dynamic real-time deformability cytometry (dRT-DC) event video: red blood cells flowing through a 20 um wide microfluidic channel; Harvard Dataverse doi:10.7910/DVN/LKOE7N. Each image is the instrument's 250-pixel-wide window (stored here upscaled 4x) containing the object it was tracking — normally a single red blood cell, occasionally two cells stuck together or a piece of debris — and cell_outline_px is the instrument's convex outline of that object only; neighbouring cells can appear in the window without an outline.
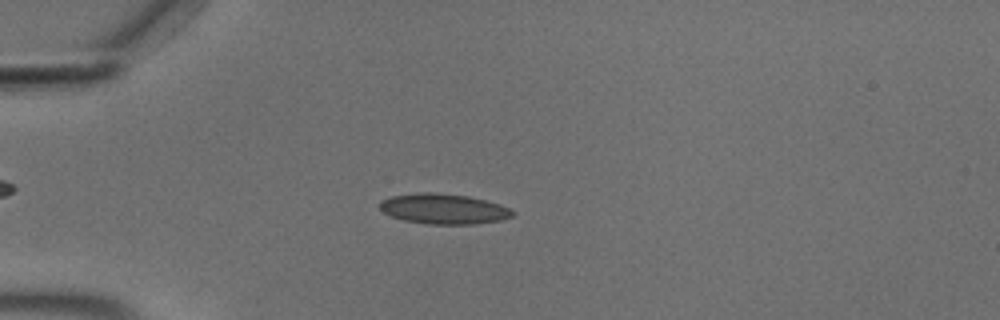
{"species": "common noctule bat (a hibernating species)", "species_latin": "Nyctalus noctula", "temperature_condition": "cold", "stored_images_in_passage": 55, "camera_frame_rate_fps": 3000, "um_per_image_px": 0.085, "animal": {"sex": "male", "body_mass_g": 18.8}, "frame": {"image": 1, "passage_image": 15, "time_ms": 4.667, "image_size_px": [1000, 320], "cell_outline_px": [[516, 212], [512, 216], [500, 220], [476, 224], [428, 224], [404, 220], [392, 216], [384, 212], [380, 208], [380, 200], [392, 196], [420, 192], [436, 192], [468, 196], [500, 204]], "centroid_in_image_um": [37.71, 17.75], "position_along_channel_um": 47.3, "area_um2": 23.35}}
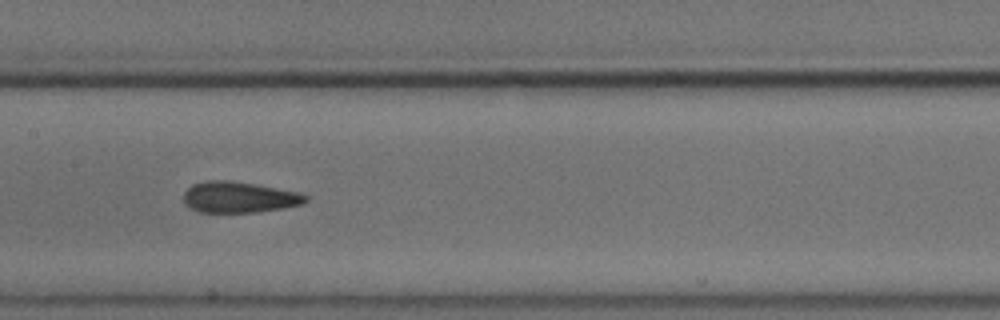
{"frame": {"image": 2, "passage_image": 28, "time_ms": 9.0, "image_size_px": [1000, 320], "cell_outline_px": [[308, 200], [304, 204], [284, 208], [256, 212], [196, 212], [184, 200], [184, 192], [192, 184], [208, 180], [232, 180], [256, 184], [300, 192], [308, 196]], "centroid_in_image_um": [20.37, 16.75], "position_along_channel_um": 187.0, "area_um2": 22.2}}
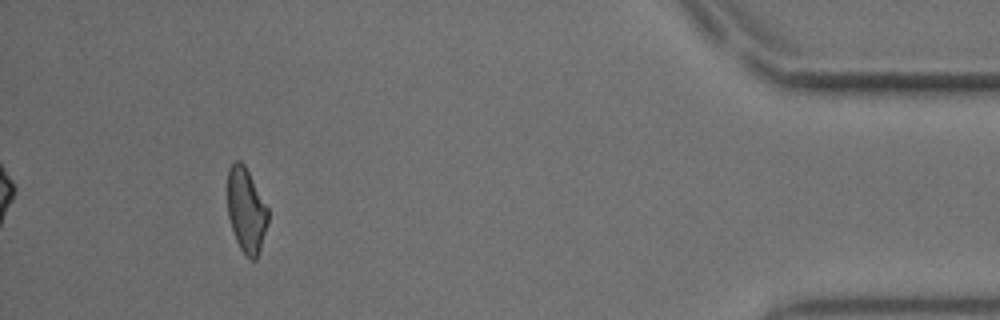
{"frame": {"image": 3, "passage_image": 51, "time_ms": 16.667, "image_size_px": [1000, 320], "cell_outline_px": [[268, 220], [260, 248], [256, 260], [252, 260], [240, 248], [236, 240], [228, 216], [228, 168], [236, 160], [240, 160], [244, 164], [268, 208]], "centroid_in_image_um": [20.92, 17.85], "position_along_channel_um": 414.3, "area_um2": 19.59}, "authors_computed_cell_mechanics": {"area_um2": 21.7328, "velocity_mm_per_s": 3.686, "shape_relaxation_time_tau1_ms": 6.3833, "shape_relaxation_time_tau2_ms": 1.7886, "deformation_change_tau1": 0.1447, "deformation_change_tau2": 0.0786}}